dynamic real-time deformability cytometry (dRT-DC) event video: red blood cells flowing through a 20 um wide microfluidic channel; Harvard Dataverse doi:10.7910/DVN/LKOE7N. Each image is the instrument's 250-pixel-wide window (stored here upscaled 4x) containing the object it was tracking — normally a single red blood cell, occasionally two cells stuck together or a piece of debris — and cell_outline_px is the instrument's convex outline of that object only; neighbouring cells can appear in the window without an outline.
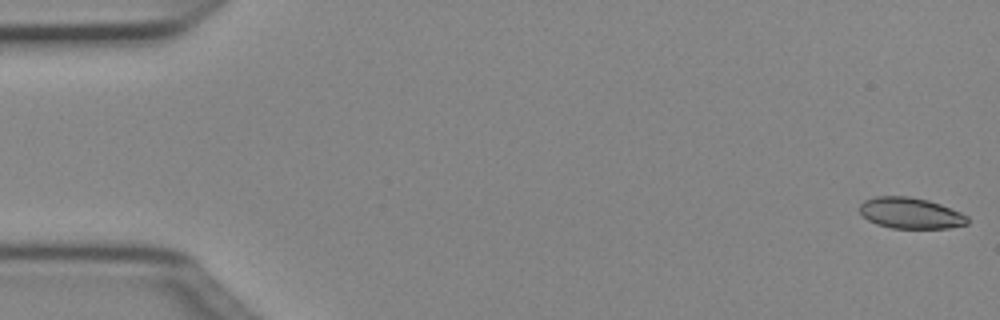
{"species": "Egyptian fruit bat (a non-hibernating species)", "species_latin": "Rousettus aegyptiacus", "temperature_condition": "cold", "stored_images_in_passage": 50, "camera_frame_rate_fps": 3000, "um_per_image_px": 0.085, "animal": {"sex": "female"}, "frame": {"image": 1, "passage_image": 1, "time_ms": 0.0, "image_size_px": [1000, 320], "cell_outline_px": [[968, 224], [948, 228], [892, 228], [876, 224], [868, 220], [860, 212], [860, 204], [864, 200], [876, 196], [908, 196], [928, 200], [940, 204], [960, 212], [968, 216]], "centroid_in_image_um": [77.39, 18.11], "position_along_channel_um": 7.6, "area_um2": 19.48}}
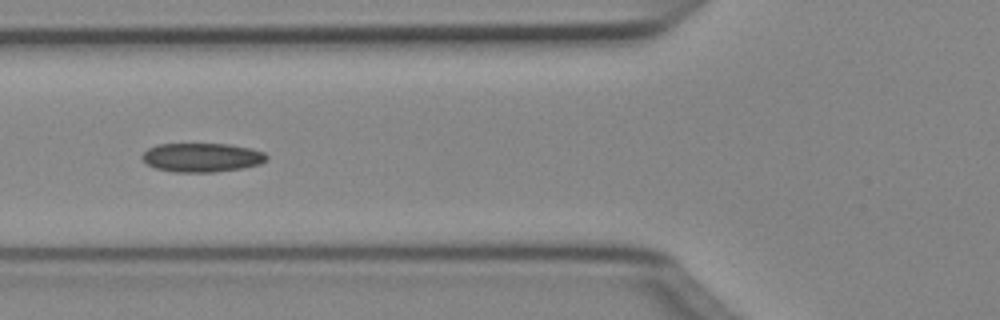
{"frame": {"image": 2, "passage_image": 19, "time_ms": 6.0, "image_size_px": [1000, 320], "cell_outline_px": [[268, 160], [260, 164], [244, 168], [212, 172], [172, 172], [156, 168], [148, 164], [140, 156], [148, 148], [156, 144], [228, 144], [252, 148], [264, 152], [268, 156]], "centroid_in_image_um": [17.19, 13.38], "position_along_channel_um": 108.6, "area_um2": 21.15}}
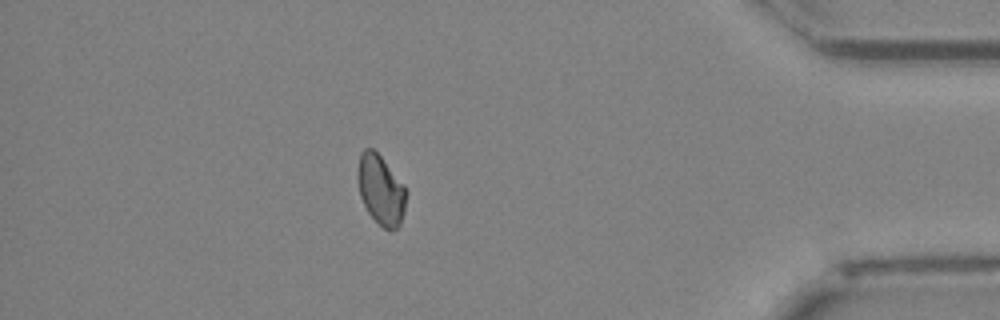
{"frame": {"image": 3, "passage_image": 44, "time_ms": 14.333, "image_size_px": [1000, 320], "cell_outline_px": [[408, 192], [404, 212], [400, 224], [396, 228], [388, 232], [368, 212], [360, 196], [356, 176], [356, 172], [360, 152], [364, 148], [372, 148], [380, 156], [404, 184]], "centroid_in_image_um": [32.37, 16.13], "position_along_channel_um": 402.8, "area_um2": 19.94}, "authors_computed_cell_mechanics": {"area_um2": 20.4034, "velocity_mm_per_s": 4.0519, "shape_relaxation_time_tau1_ms": null, "shape_relaxation_time_tau2_ms": 9.8103, "deformation_change_tau1": null, "deformation_change_tau2": 0.1292}}